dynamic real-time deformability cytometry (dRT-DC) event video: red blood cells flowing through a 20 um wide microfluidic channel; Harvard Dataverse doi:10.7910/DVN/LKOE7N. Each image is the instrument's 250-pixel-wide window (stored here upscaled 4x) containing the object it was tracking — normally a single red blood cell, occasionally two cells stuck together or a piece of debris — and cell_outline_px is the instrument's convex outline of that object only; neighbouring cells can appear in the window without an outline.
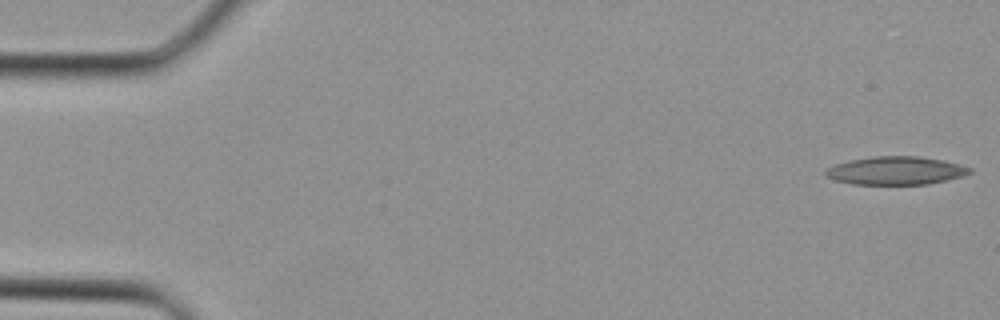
{"species": "Egyptian fruit bat (a non-hibernating species)", "species_latin": "Rousettus aegyptiacus", "temperature_condition": "cold", "stored_images_in_passage": 35, "camera_frame_rate_fps": 3000, "um_per_image_px": 0.085, "animal": {"sex": "female"}, "frame": {"image": 1, "passage_image": 1, "time_ms": 0.0, "image_size_px": [1000, 320], "cell_outline_px": [[972, 172], [964, 176], [948, 180], [928, 184], [852, 184], [836, 180], [824, 176], [824, 172], [828, 168], [836, 164], [848, 160], [872, 156], [916, 156], [944, 160], [960, 164], [972, 168]], "centroid_in_image_um": [76.17, 14.5], "position_along_channel_um": 8.8, "area_um2": 23.81}}
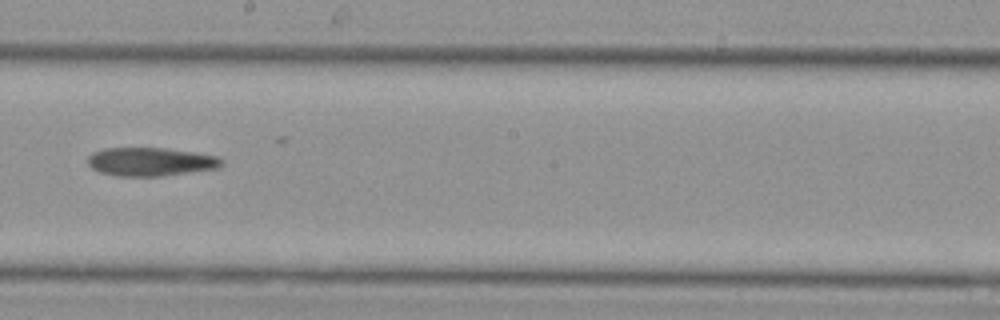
{"frame": {"image": 2, "passage_image": 20, "time_ms": 6.333, "image_size_px": [1000, 320], "cell_outline_px": [[224, 164], [220, 168], [160, 176], [116, 176], [100, 172], [92, 168], [88, 164], [88, 156], [92, 152], [104, 148], [164, 148], [192, 152], [216, 156], [224, 160]], "centroid_in_image_um": [12.8, 13.75], "position_along_channel_um": 235.4, "area_um2": 22.25}}
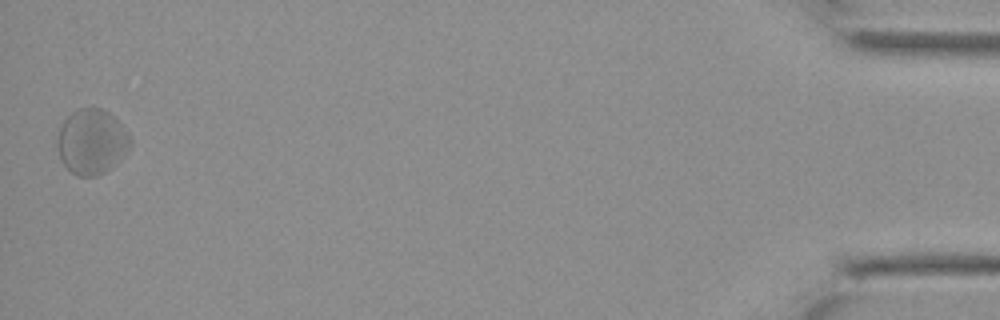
{"frame": {"image": 3, "passage_image": 35, "time_ms": 11.333, "image_size_px": [1000, 320], "cell_outline_px": [[132, 144], [112, 168], [96, 176], [76, 176], [60, 160], [56, 148], [56, 140], [60, 128], [64, 120], [72, 112], [80, 108], [104, 108], [128, 132], [132, 140]], "centroid_in_image_um": [7.78, 12.05], "position_along_channel_um": 427.4, "area_um2": 27.74}}